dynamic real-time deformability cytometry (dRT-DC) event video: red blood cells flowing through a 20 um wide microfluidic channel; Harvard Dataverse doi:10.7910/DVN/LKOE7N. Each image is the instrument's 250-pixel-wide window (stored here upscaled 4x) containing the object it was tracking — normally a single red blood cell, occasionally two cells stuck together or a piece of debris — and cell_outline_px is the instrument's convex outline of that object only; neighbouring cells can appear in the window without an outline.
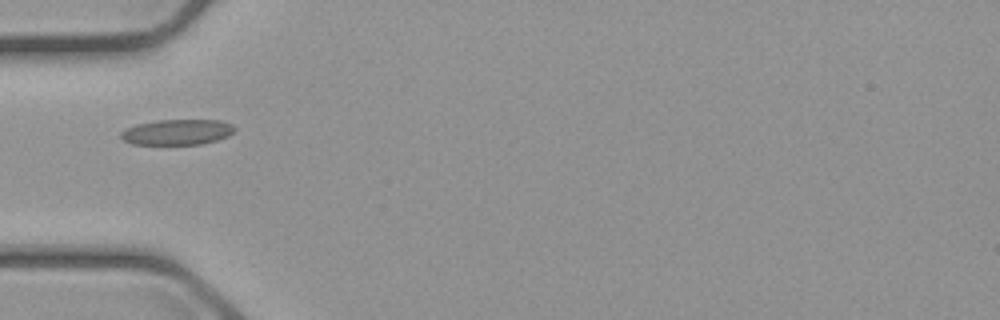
{"species": "common noctule bat (a hibernating species)", "species_latin": "Nyctalus noctula", "temperature_condition": "cold", "stored_images_in_passage": 3, "camera_frame_rate_fps": 3000, "um_per_image_px": 0.085, "animal": {"sex": "male", "body_mass_g": 23.1, "forearm_length_mm": 52.7}, "frame": {"image": 1, "passage_image": 1, "time_ms": 0.0, "image_size_px": [1000, 320], "cell_outline_px": [[236, 128], [228, 136], [216, 140], [200, 144], [132, 144], [124, 140], [120, 136], [120, 132], [136, 124], [156, 120], [220, 120], [232, 124]], "centroid_in_image_um": [15.06, 11.22], "position_along_channel_um": 69.9, "area_um2": 16.82}}
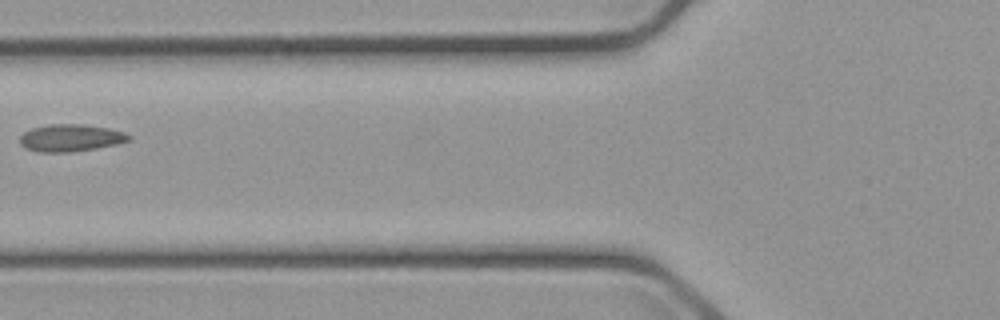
{"frame": {"image": 2, "passage_image": 2, "time_ms": 1.333, "image_size_px": [1000, 320], "cell_outline_px": [[132, 140], [116, 144], [96, 148], [68, 152], [40, 152], [28, 148], [20, 144], [20, 136], [24, 132], [32, 128], [48, 124], [84, 124], [108, 128], [124, 132], [132, 136]], "centroid_in_image_um": [6.03, 11.71], "position_along_channel_um": 119.8, "area_um2": 17.22}}
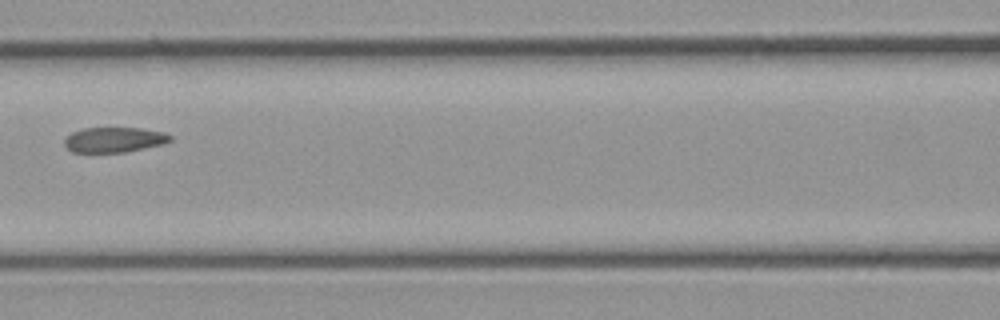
{"frame": {"image": 3, "passage_image": 3, "time_ms": 2.333, "image_size_px": [1000, 320], "cell_outline_px": [[172, 140], [164, 144], [124, 152], [72, 152], [64, 144], [64, 140], [72, 132], [84, 128], [140, 128], [164, 132], [172, 136]], "centroid_in_image_um": [9.73, 11.87], "position_along_channel_um": 156.9, "area_um2": 15.43}}